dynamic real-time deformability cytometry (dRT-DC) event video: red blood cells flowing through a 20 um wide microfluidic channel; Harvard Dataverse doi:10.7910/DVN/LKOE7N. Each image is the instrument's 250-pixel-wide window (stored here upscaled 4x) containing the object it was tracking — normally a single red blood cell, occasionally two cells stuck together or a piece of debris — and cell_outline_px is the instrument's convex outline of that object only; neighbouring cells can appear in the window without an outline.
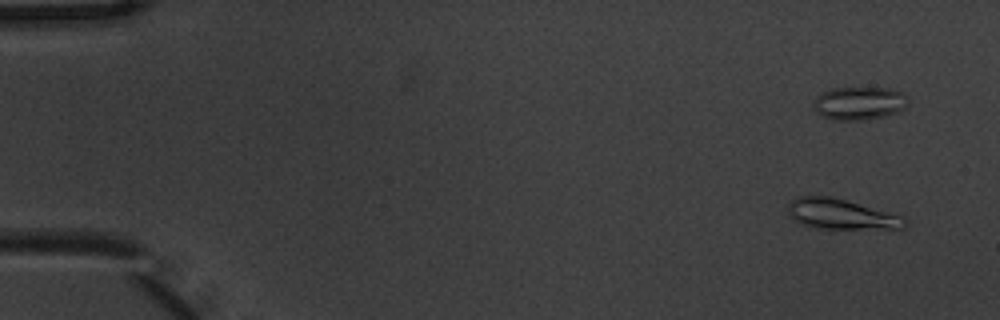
{"species": "common noctule bat (a hibernating species)", "species_latin": "Nyctalus noctula", "temperature_condition": "warm", "stored_images_in_passage": 9, "camera_frame_rate_fps": 3000, "um_per_image_px": 0.085, "animal": {"sex": "male", "body_mass_g": 20.1, "forearm_length_mm": 53.5}, "frame": {"image": 1, "passage_image": 1, "time_ms": 0.0, "image_size_px": [1000, 320], "cell_outline_px": [[908, 224], [904, 228], [816, 228], [804, 224], [788, 216], [788, 204], [796, 196], [832, 196], [904, 216], [908, 220]], "centroid_in_image_um": [71.51, 18.19], "position_along_channel_um": 13.5, "area_um2": 20.52}}